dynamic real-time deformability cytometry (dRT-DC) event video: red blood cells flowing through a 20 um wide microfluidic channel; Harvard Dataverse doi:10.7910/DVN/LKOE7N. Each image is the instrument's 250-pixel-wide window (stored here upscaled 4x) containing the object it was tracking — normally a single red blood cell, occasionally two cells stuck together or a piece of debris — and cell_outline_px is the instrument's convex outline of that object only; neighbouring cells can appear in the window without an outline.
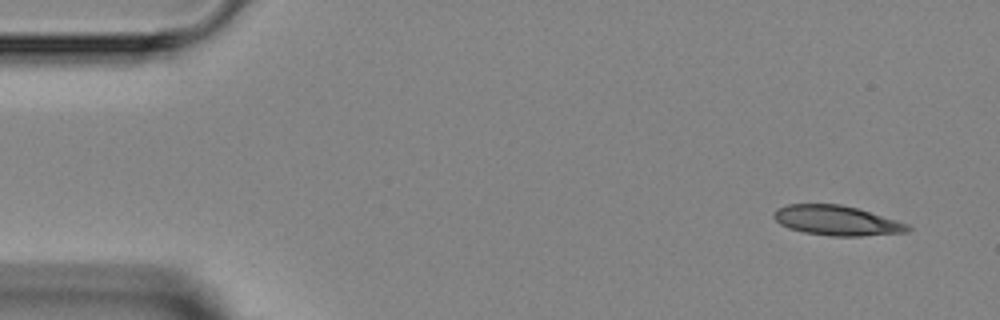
{"species": "Egyptian fruit bat (a non-hibernating species)", "species_latin": "Rousettus aegyptiacus", "temperature_condition": "room temperature", "stored_images_in_passage": 3, "camera_frame_rate_fps": 3000, "um_per_image_px": 0.085, "animal": {"sex": "female"}, "frame": {"image": 1, "passage_image": 1, "time_ms": 0.0, "image_size_px": [1000, 320], "cell_outline_px": [[912, 228], [908, 232], [860, 236], [832, 236], [804, 232], [788, 228], [780, 224], [772, 216], [772, 212], [776, 208], [788, 204], [840, 204], [856, 208], [896, 220], [908, 224]], "centroid_in_image_um": [71.08, 18.74], "position_along_channel_um": 13.9, "area_um2": 23.24}}